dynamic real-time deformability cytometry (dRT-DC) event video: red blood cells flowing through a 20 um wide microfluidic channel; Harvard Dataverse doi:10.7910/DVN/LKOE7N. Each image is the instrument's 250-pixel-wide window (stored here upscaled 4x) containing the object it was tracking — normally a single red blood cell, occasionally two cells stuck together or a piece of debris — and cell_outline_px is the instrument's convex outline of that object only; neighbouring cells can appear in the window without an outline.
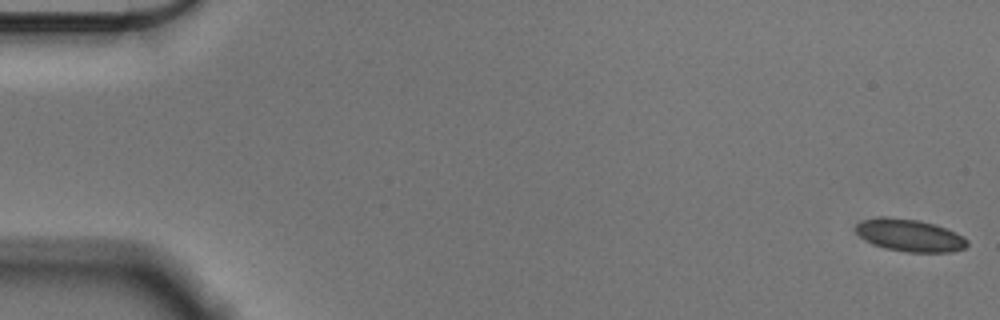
{"species": "Egyptian fruit bat (a non-hibernating species)", "species_latin": "Rousettus aegyptiacus", "temperature_condition": "cold", "stored_images_in_passage": 56, "camera_frame_rate_fps": 3000, "um_per_image_px": 0.085, "animal": {"sex": "male"}, "frame": {"image": 1, "passage_image": 1, "time_ms": 0.0, "image_size_px": [1000, 320], "cell_outline_px": [[968, 244], [964, 248], [952, 252], [908, 252], [884, 248], [872, 244], [860, 236], [856, 232], [856, 224], [864, 220], [880, 216], [884, 216], [920, 220], [936, 224], [956, 232], [964, 236], [968, 240]], "centroid_in_image_um": [77.35, 20.0], "position_along_channel_um": 7.7, "area_um2": 21.15}}
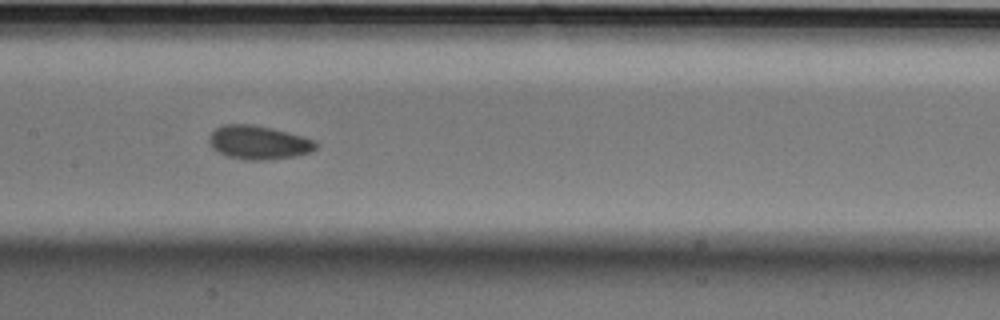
{"frame": {"image": 2, "passage_image": 28, "time_ms": 9.0, "image_size_px": [1000, 320], "cell_outline_px": [[320, 144], [316, 148], [308, 152], [296, 156], [264, 160], [244, 160], [228, 156], [216, 152], [212, 148], [208, 140], [208, 136], [216, 128], [224, 124], [252, 124], [272, 128], [288, 132], [316, 140]], "centroid_in_image_um": [21.97, 12.11], "position_along_channel_um": 185.4, "area_um2": 21.15}}
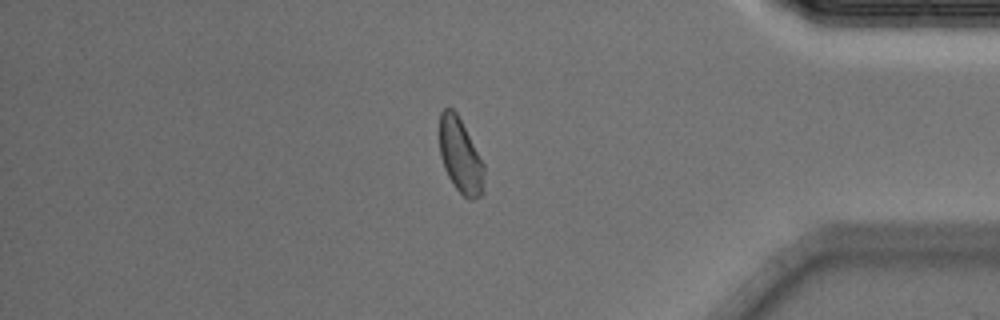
{"frame": {"image": 3, "passage_image": 48, "time_ms": 15.667, "image_size_px": [1000, 320], "cell_outline_px": [[484, 192], [480, 196], [472, 200], [468, 200], [456, 188], [448, 176], [444, 168], [440, 156], [440, 112], [444, 108], [452, 108], [456, 112], [484, 164]], "centroid_in_image_um": [39.14, 13.28], "position_along_channel_um": 396.1, "area_um2": 19.31}, "authors_computed_cell_mechanics": {"area_um2": 20.2011, "velocity_mm_per_s": 3.5749, "shape_relaxation_time_tau1_ms": null, "shape_relaxation_time_tau2_ms": 2.3926, "deformation_change_tau1": null, "deformation_change_tau2": 0.0739}}